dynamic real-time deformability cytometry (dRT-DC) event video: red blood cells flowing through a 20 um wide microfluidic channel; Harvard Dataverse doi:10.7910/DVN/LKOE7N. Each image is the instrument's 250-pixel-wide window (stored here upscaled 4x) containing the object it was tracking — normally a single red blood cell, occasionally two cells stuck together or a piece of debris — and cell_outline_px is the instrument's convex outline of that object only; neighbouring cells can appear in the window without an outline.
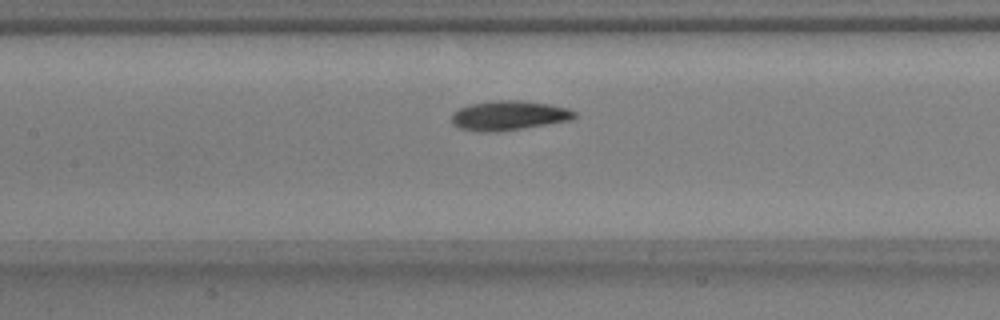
{"species": "common noctule bat (a hibernating species)", "species_latin": "Nyctalus noctula", "temperature_condition": "warm", "stored_images_in_passage": 31, "camera_frame_rate_fps": 3000, "um_per_image_px": 0.085, "animal": {"sex": "male", "body_mass_g": 17.9, "forearm_length_mm": 54.2}, "frame": {"image": 1, "passage_image": 8, "time_ms": 2.333, "image_size_px": [1000, 320], "cell_outline_px": [[576, 116], [568, 120], [524, 128], [496, 132], [480, 132], [460, 128], [452, 124], [452, 112], [468, 104], [496, 100], [520, 100], [548, 104], [568, 108], [576, 112]], "centroid_in_image_um": [43.2, 9.81], "position_along_channel_um": 164.2, "area_um2": 21.1}}
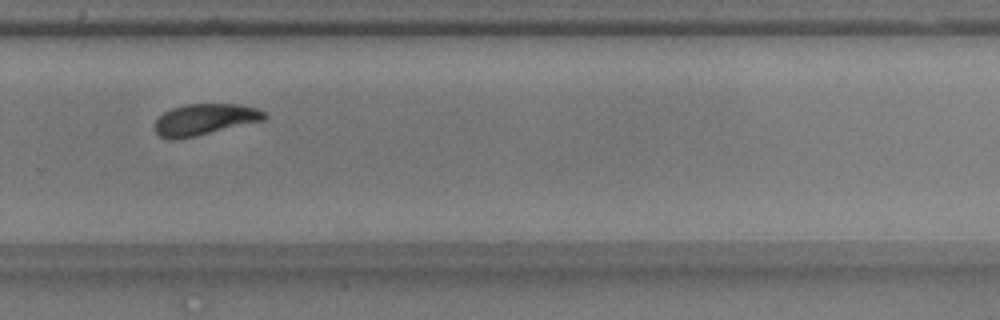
{"frame": {"image": 2, "passage_image": 20, "time_ms": 6.333, "image_size_px": [1000, 320], "cell_outline_px": [[268, 116], [264, 120], [196, 136], [176, 140], [168, 140], [160, 136], [156, 132], [156, 120], [164, 112], [172, 108], [188, 104], [236, 104], [256, 108], [264, 112]], "centroid_in_image_um": [17.39, 10.16], "position_along_channel_um": 312.4, "area_um2": 19.83}}
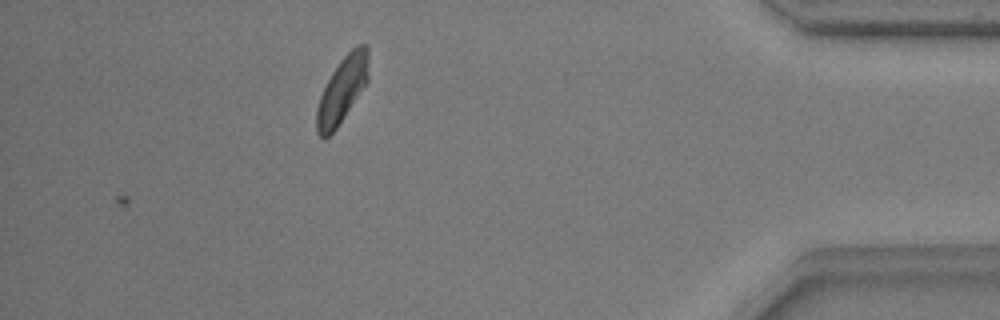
{"frame": {"image": 3, "passage_image": 31, "time_ms": 10.0, "image_size_px": [1000, 320], "cell_outline_px": [[368, 80], [336, 128], [324, 140], [316, 132], [316, 108], [320, 96], [332, 72], [340, 60], [356, 44], [368, 44]], "centroid_in_image_um": [29.07, 7.61], "position_along_channel_um": 406.1, "area_um2": 19.65}}